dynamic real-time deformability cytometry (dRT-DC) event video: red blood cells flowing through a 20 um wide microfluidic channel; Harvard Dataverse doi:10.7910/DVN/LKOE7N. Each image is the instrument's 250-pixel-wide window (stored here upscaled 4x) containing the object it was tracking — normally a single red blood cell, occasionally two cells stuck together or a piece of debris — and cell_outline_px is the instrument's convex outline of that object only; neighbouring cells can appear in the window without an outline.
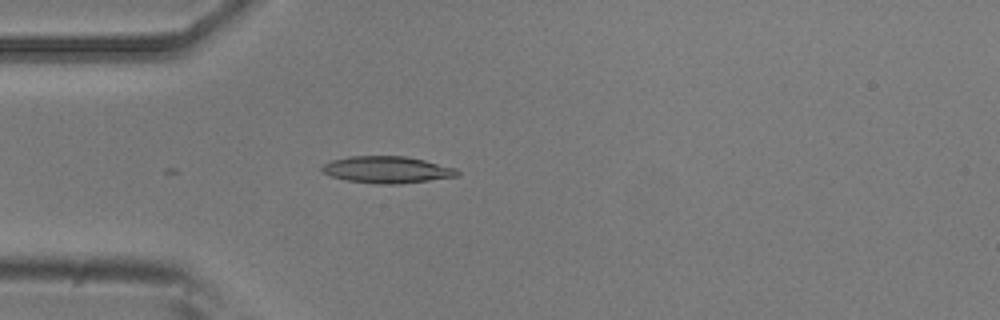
{"species": "common noctule bat (a hibernating species)", "species_latin": "Nyctalus noctula", "temperature_condition": "room temperature", "stored_images_in_passage": 4, "camera_frame_rate_fps": 3000, "um_per_image_px": 0.085, "animal": {"sex": "male", "body_mass_g": 20.5, "forearm_length_mm": 52.5}, "frame": {"image": 1, "passage_image": 4, "time_ms": 1.0, "image_size_px": [1000, 320], "cell_outline_px": [[460, 176], [400, 184], [380, 184], [348, 180], [332, 176], [324, 172], [320, 168], [324, 164], [332, 160], [348, 156], [404, 156], [424, 160], [456, 168], [460, 172]], "centroid_in_image_um": [32.94, 14.42], "position_along_channel_um": 52.1, "area_um2": 21.04}}